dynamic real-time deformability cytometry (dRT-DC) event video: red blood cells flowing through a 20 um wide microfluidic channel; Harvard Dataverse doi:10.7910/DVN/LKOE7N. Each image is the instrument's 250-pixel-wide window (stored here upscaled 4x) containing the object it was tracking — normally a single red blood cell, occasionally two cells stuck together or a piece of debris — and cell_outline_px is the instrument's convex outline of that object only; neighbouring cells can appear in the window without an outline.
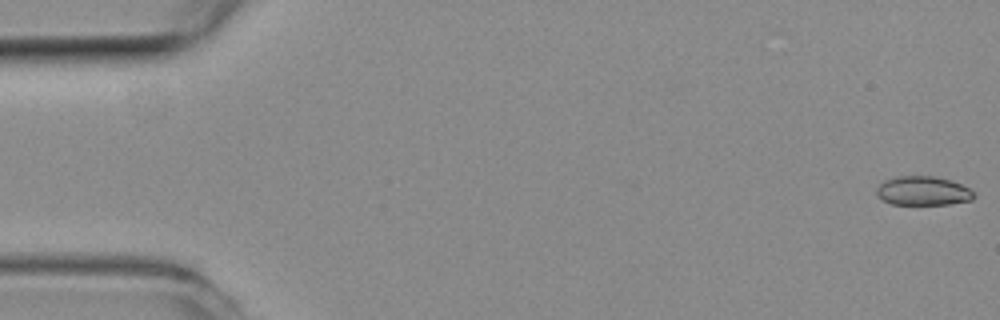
{"species": "common noctule bat (a hibernating species)", "species_latin": "Nyctalus noctula", "temperature_condition": "room temperature", "stored_images_in_passage": 52, "camera_frame_rate_fps": 3000, "um_per_image_px": 0.085, "animal": {"sex": "female", "body_mass_g": 19.3, "forearm_length_mm": 54.1}, "frame": {"image": 1, "passage_image": 1, "time_ms": 0.0, "image_size_px": [1000, 320], "cell_outline_px": [[976, 196], [972, 200], [948, 204], [892, 204], [876, 196], [876, 188], [884, 180], [896, 176], [936, 176], [952, 180], [968, 188]], "centroid_in_image_um": [78.44, 16.21], "position_along_channel_um": 6.6, "area_um2": 16.53}}
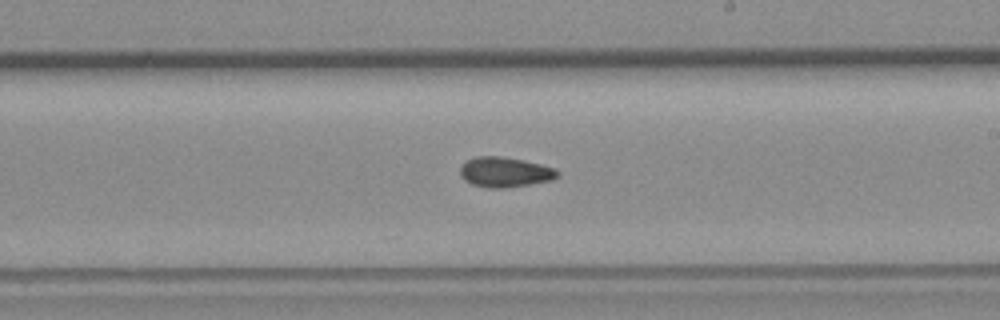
{"frame": {"image": 2, "passage_image": 30, "time_ms": 9.667, "image_size_px": [1000, 320], "cell_outline_px": [[560, 176], [552, 180], [504, 188], [488, 188], [472, 184], [464, 180], [460, 176], [460, 168], [468, 160], [476, 156], [500, 156], [524, 160], [556, 168], [560, 172]], "centroid_in_image_um": [42.94, 14.63], "position_along_channel_um": 246.1, "area_um2": 17.11}}
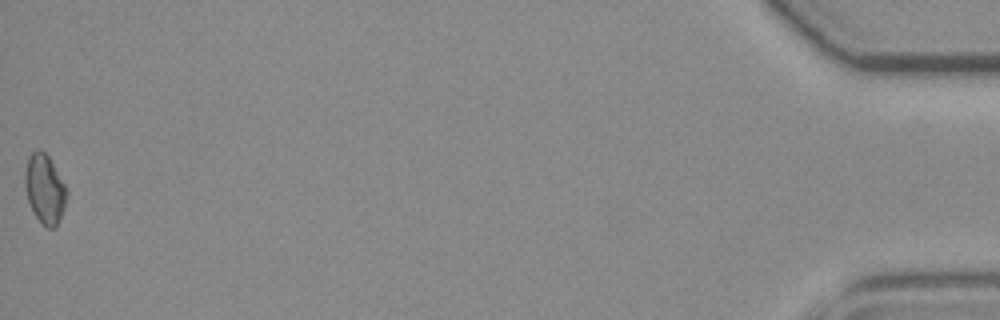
{"frame": {"image": 3, "passage_image": 52, "time_ms": 17.0, "image_size_px": [1000, 320], "cell_outline_px": [[68, 196], [64, 208], [56, 224], [52, 228], [48, 228], [36, 216], [28, 200], [24, 184], [24, 172], [28, 156], [32, 152], [40, 148], [48, 156], [64, 184], [68, 192]], "centroid_in_image_um": [3.78, 16.01], "position_along_channel_um": 431.4, "area_um2": 16.53}, "authors_computed_cell_mechanics": {"area_um2": 16.5886, "velocity_mm_per_s": 3.986, "shape_relaxation_time_tau1_ms": null, "shape_relaxation_time_tau2_ms": 3.7988, "deformation_change_tau1": null, "deformation_change_tau2": 0.0799}}